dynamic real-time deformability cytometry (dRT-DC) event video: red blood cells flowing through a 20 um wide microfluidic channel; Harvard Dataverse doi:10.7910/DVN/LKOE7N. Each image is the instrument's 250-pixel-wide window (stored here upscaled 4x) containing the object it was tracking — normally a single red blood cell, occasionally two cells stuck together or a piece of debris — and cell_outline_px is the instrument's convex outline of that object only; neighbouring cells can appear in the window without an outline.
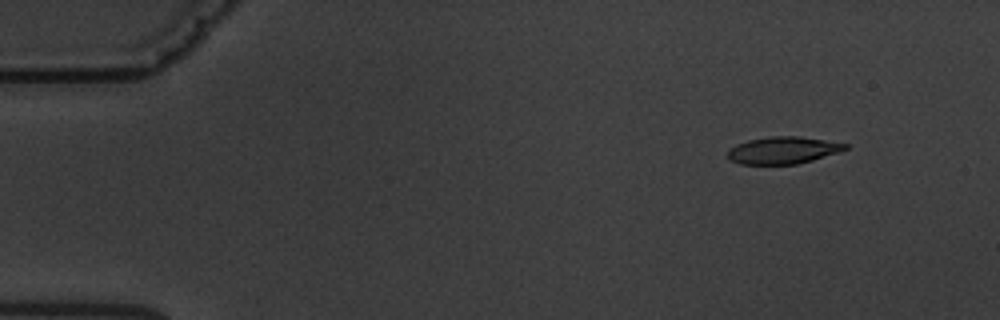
{"species": "common noctule bat (a hibernating species)", "species_latin": "Nyctalus noctula", "temperature_condition": "warm", "stored_images_in_passage": 4, "camera_frame_rate_fps": 3000, "um_per_image_px": 0.085, "animal": {"sex": "male", "body_mass_g": 19.5, "forearm_length_mm": 54.6}, "frame": {"image": 1, "passage_image": 1, "time_ms": 0.0, "image_size_px": [1000, 320], "cell_outline_px": [[848, 148], [840, 152], [812, 160], [796, 164], [740, 164], [728, 160], [728, 152], [736, 144], [748, 140], [772, 136], [800, 136], [848, 144]], "centroid_in_image_um": [66.56, 12.77], "position_along_channel_um": 18.4, "area_um2": 18.5}}
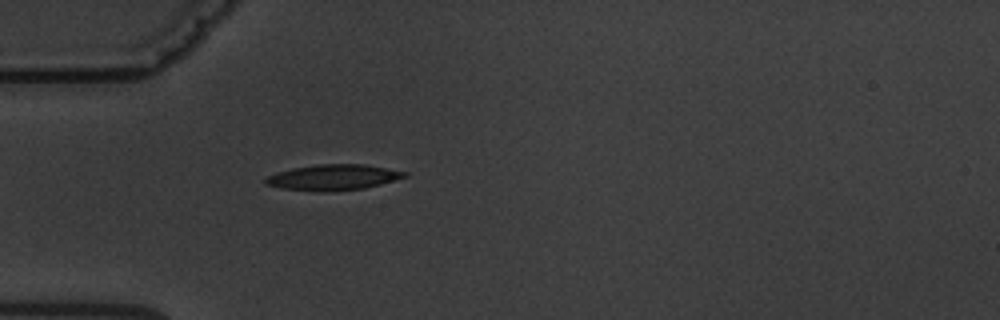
{"frame": {"image": 2, "passage_image": 4, "time_ms": 3.667, "image_size_px": [1000, 320], "cell_outline_px": [[408, 176], [380, 184], [364, 188], [320, 192], [280, 188], [264, 184], [264, 180], [268, 176], [276, 172], [292, 168], [316, 164], [364, 164], [408, 172]], "centroid_in_image_um": [28.29, 15.07], "position_along_channel_um": 56.7, "area_um2": 20.81}}